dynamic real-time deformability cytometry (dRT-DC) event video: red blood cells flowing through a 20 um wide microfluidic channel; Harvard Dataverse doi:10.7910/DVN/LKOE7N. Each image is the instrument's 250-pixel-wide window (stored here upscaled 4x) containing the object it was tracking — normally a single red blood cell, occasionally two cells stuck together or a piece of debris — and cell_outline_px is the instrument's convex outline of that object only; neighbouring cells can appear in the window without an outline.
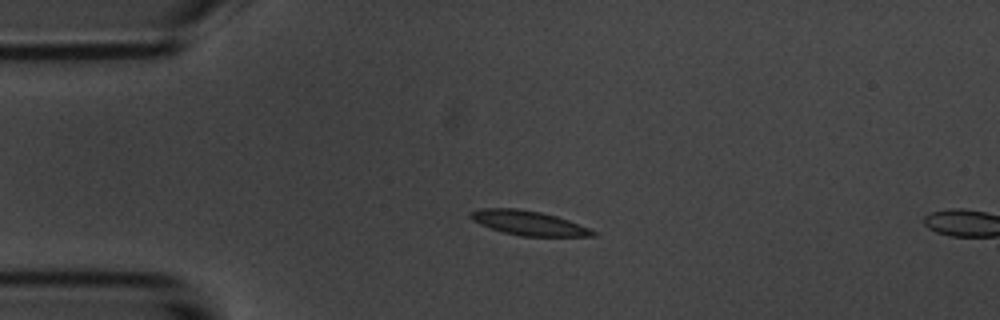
{"species": "common noctule bat (a hibernating species)", "species_latin": "Nyctalus noctula", "temperature_condition": "room temperature", "stored_images_in_passage": 3, "camera_frame_rate_fps": 3000, "um_per_image_px": 0.085, "animal": {"sex": "male", "body_mass_g": 20.1, "forearm_length_mm": 53.5}, "frame": {"image": 1, "passage_image": 2, "time_ms": 2.0, "image_size_px": [1000, 320], "cell_outline_px": [[596, 236], [520, 236], [504, 232], [480, 224], [472, 220], [468, 216], [468, 212], [480, 208], [516, 208], [540, 212], [556, 216], [568, 220], [588, 228], [596, 232]], "centroid_in_image_um": [44.87, 18.94], "position_along_channel_um": 40.1, "area_um2": 17.28}}